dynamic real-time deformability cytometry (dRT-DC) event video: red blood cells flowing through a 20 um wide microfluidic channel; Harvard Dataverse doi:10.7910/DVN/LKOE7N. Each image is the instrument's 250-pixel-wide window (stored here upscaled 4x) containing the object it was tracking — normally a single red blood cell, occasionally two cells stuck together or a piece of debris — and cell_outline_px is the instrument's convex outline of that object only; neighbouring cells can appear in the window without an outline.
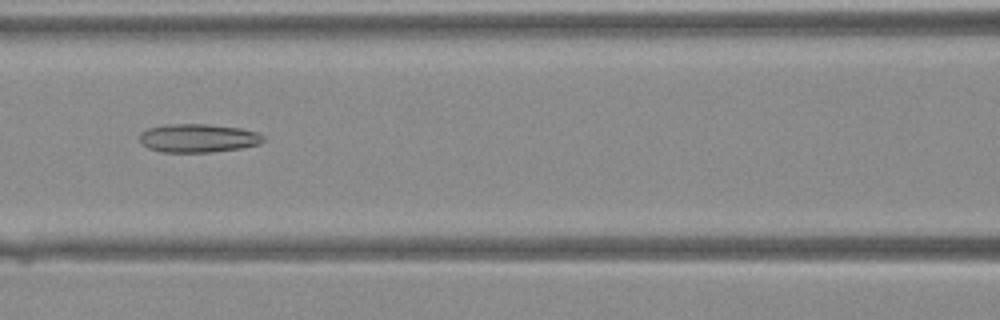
{"species": "Egyptian fruit bat (a non-hibernating species)", "species_latin": "Rousettus aegyptiacus", "temperature_condition": "warm", "stored_images_in_passage": 38, "camera_frame_rate_fps": 3000, "um_per_image_px": 0.085, "animal": {"sex": "female"}, "frame": {"image": 1, "passage_image": 16, "time_ms": 5.0, "image_size_px": [1000, 320], "cell_outline_px": [[264, 140], [260, 144], [240, 148], [212, 152], [164, 152], [148, 148], [140, 144], [140, 132], [148, 128], [168, 124], [208, 124], [240, 128], [256, 132], [264, 136]], "centroid_in_image_um": [16.82, 11.74], "position_along_channel_um": 149.8, "area_um2": 20.58}}
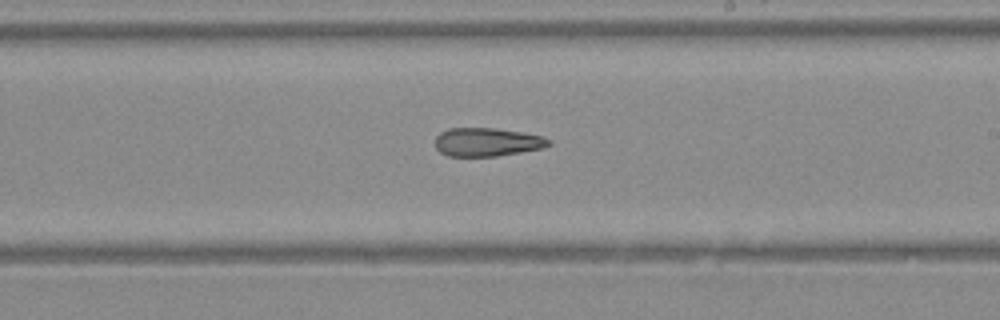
{"frame": {"image": 2, "passage_image": 22, "time_ms": 7.0, "image_size_px": [1000, 320], "cell_outline_px": [[552, 144], [540, 148], [496, 156], [448, 156], [440, 152], [436, 148], [436, 136], [440, 132], [448, 128], [492, 128], [520, 132], [544, 136], [552, 140]], "centroid_in_image_um": [41.39, 12.07], "position_along_channel_um": 247.6, "area_um2": 18.73}}
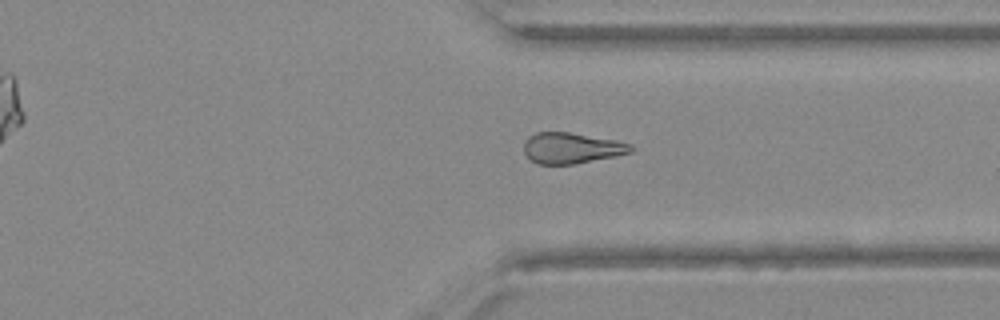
{"frame": {"image": 3, "passage_image": 29, "time_ms": 9.333, "image_size_px": [1000, 320], "cell_outline_px": [[636, 148], [632, 152], [616, 156], [576, 164], [536, 164], [524, 152], [524, 140], [528, 136], [536, 132], [568, 132], [616, 140], [632, 144]], "centroid_in_image_um": [48.61, 12.58], "position_along_channel_um": 362.8, "area_um2": 19.42}}